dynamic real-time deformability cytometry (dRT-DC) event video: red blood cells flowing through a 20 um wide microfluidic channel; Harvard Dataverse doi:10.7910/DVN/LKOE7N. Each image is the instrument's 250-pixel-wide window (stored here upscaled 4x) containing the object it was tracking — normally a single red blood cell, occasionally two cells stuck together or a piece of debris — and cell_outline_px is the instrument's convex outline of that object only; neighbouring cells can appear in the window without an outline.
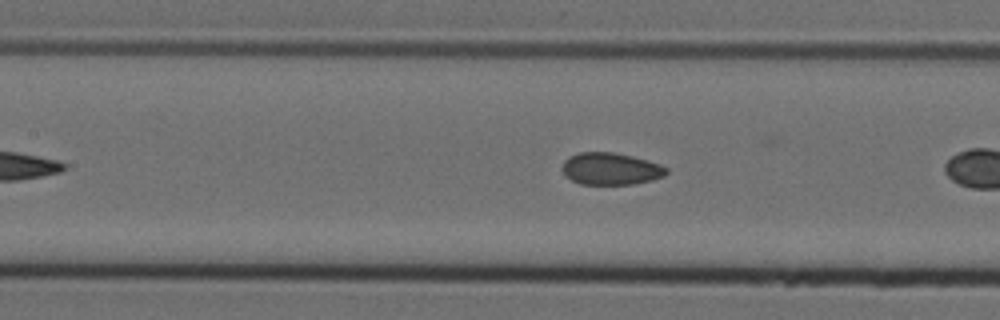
{"species": "Egyptian fruit bat (a non-hibernating species)", "species_latin": "Rousettus aegyptiacus", "temperature_condition": "cold", "stored_images_in_passage": 16, "camera_frame_rate_fps": 3000, "um_per_image_px": 0.085, "animal": {"sex": "female"}, "frame": {"image": 1, "passage_image": 14, "time_ms": 4.333, "image_size_px": [1000, 320], "cell_outline_px": [[668, 172], [664, 176], [652, 180], [632, 184], [580, 184], [564, 176], [560, 168], [564, 160], [568, 156], [580, 152], [612, 152], [632, 156], [648, 160], [660, 164], [668, 168]], "centroid_in_image_um": [51.88, 14.34], "position_along_channel_um": 155.5, "area_um2": 19.71}}